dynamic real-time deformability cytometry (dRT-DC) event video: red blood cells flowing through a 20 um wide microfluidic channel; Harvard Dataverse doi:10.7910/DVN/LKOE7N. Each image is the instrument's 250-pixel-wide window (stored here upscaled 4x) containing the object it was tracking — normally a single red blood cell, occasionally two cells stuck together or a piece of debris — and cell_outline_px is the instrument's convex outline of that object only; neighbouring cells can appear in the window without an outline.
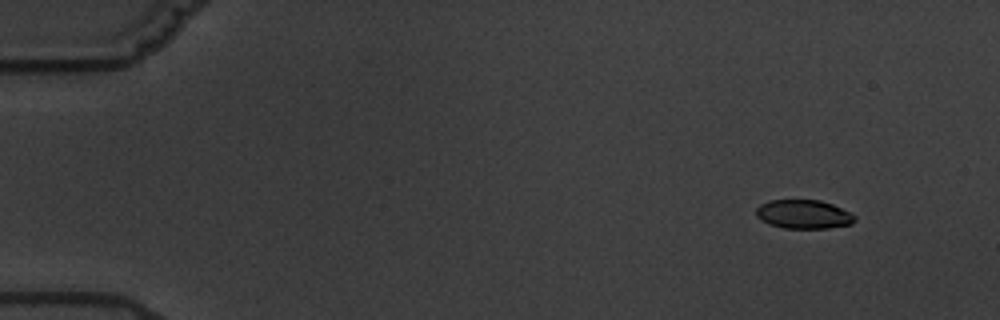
{"species": "common noctule bat (a hibernating species)", "species_latin": "Nyctalus noctula", "temperature_condition": "warm", "stored_images_in_passage": 9, "camera_frame_rate_fps": 3000, "um_per_image_px": 0.085, "animal": {"sex": "male", "body_mass_g": 19.5, "forearm_length_mm": 54.6}, "frame": {"image": 1, "passage_image": 2, "time_ms": 1.0, "image_size_px": [1000, 320], "cell_outline_px": [[856, 220], [852, 224], [828, 228], [784, 228], [768, 224], [756, 216], [756, 208], [760, 204], [768, 200], [820, 200], [832, 204], [856, 216]], "centroid_in_image_um": [68.29, 18.21], "position_along_channel_um": 16.7, "area_um2": 16.59}}
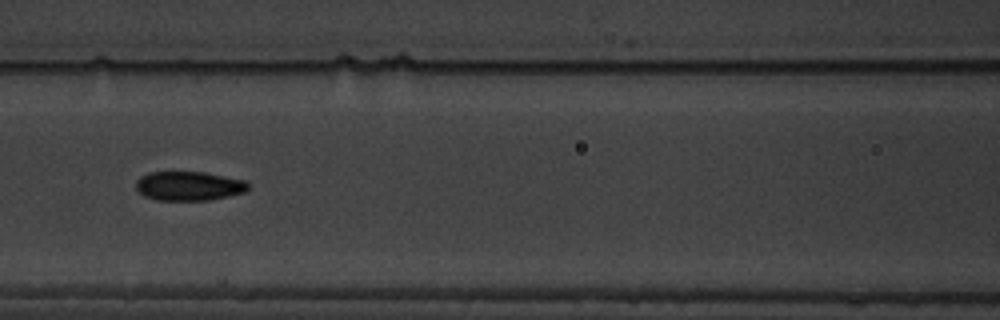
{"frame": {"image": 2, "passage_image": 8, "time_ms": 8.333, "image_size_px": [1000, 320], "cell_outline_px": [[248, 188], [244, 192], [228, 196], [208, 200], [156, 200], [144, 196], [136, 188], [136, 180], [140, 176], [148, 172], [204, 172], [248, 180]], "centroid_in_image_um": [16.05, 15.8], "position_along_channel_um": 150.5, "area_um2": 19.19}}
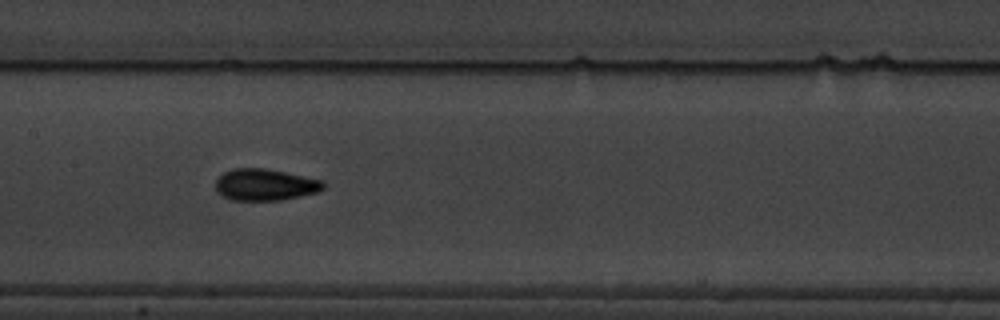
{"frame": {"image": 3, "passage_image": 9, "time_ms": 9.333, "image_size_px": [1000, 320], "cell_outline_px": [[324, 188], [316, 192], [300, 196], [280, 200], [228, 200], [216, 192], [216, 180], [224, 172], [232, 168], [264, 168], [324, 180]], "centroid_in_image_um": [22.5, 15.7], "position_along_channel_um": 184.9, "area_um2": 19.88}}